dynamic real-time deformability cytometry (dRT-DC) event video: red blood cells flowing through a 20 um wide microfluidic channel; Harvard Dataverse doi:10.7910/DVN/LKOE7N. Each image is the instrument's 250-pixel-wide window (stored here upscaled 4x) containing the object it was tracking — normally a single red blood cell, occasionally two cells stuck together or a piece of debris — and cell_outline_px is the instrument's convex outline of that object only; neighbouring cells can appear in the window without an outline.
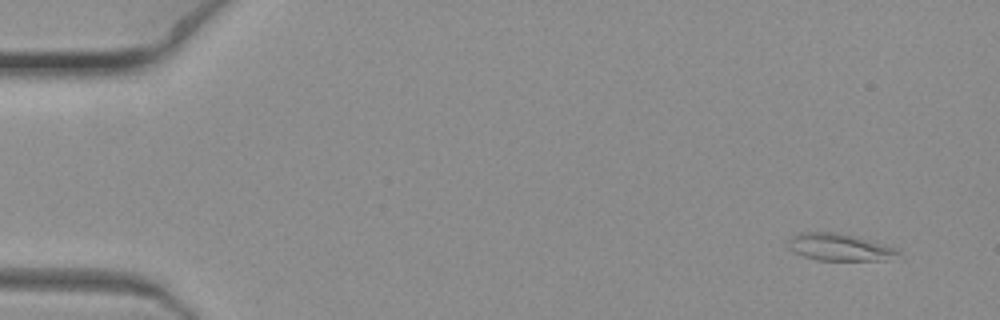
{"species": "common noctule bat (a hibernating species)", "species_latin": "Nyctalus noctula", "temperature_condition": "warm", "stored_images_in_passage": 7, "camera_frame_rate_fps": 3000, "um_per_image_px": 0.085, "animal": {"sex": "female", "body_mass_g": 19.3, "forearm_length_mm": 54.1}, "frame": {"image": 1, "passage_image": 1, "time_ms": 0.0, "image_size_px": [1000, 320], "cell_outline_px": [[904, 260], [816, 260], [792, 252], [788, 248], [788, 240], [792, 236], [800, 232], [840, 232], [896, 248], [900, 252]], "centroid_in_image_um": [71.41, 21.03], "position_along_channel_um": 13.6, "area_um2": 17.74}}
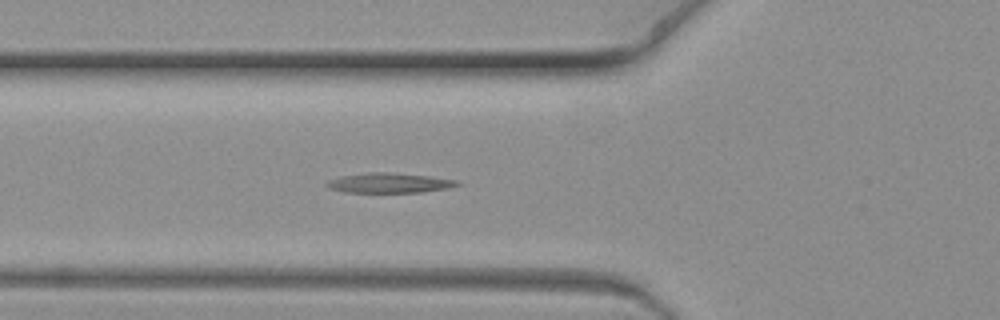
{"frame": {"image": 2, "passage_image": 7, "time_ms": 2.0, "image_size_px": [1000, 320], "cell_outline_px": [[460, 184], [448, 188], [420, 192], [344, 192], [328, 188], [324, 184], [328, 180], [340, 176], [368, 172], [392, 172], [428, 176], [460, 180]], "centroid_in_image_um": [33.06, 15.54], "position_along_channel_um": 92.7, "area_um2": 15.2}}